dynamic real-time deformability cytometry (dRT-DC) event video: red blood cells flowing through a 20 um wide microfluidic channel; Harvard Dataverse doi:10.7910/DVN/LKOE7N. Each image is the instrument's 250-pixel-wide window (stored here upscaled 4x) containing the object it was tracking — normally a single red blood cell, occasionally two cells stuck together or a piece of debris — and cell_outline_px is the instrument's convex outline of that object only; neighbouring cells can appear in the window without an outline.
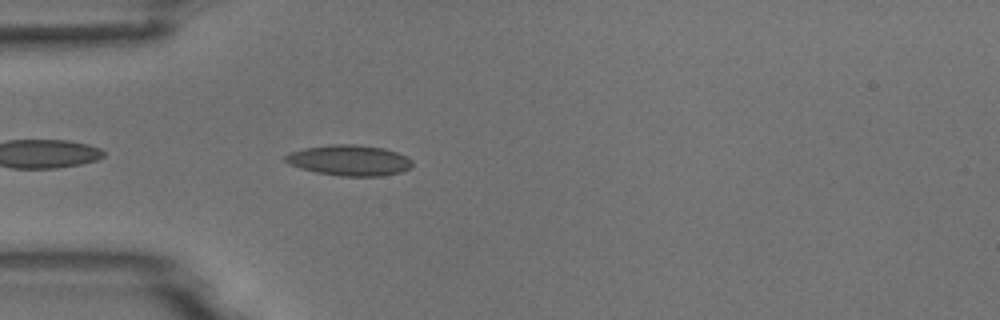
{"species": "common noctule bat (a hibernating species)", "species_latin": "Nyctalus noctula", "temperature_condition": "room temperature", "stored_images_in_passage": 4, "camera_frame_rate_fps": 3000, "um_per_image_px": 0.085, "animal": {"sex": "male", "body_mass_g": 18.8}, "frame": {"image": 1, "passage_image": 4, "time_ms": 3.667, "image_size_px": [1000, 320], "cell_outline_px": [[412, 168], [400, 172], [380, 176], [340, 176], [316, 172], [300, 168], [288, 164], [284, 160], [284, 156], [292, 152], [304, 148], [332, 144], [356, 144], [384, 148], [396, 152], [412, 160]], "centroid_in_image_um": [29.69, 13.63], "position_along_channel_um": 55.3, "area_um2": 22.66}}